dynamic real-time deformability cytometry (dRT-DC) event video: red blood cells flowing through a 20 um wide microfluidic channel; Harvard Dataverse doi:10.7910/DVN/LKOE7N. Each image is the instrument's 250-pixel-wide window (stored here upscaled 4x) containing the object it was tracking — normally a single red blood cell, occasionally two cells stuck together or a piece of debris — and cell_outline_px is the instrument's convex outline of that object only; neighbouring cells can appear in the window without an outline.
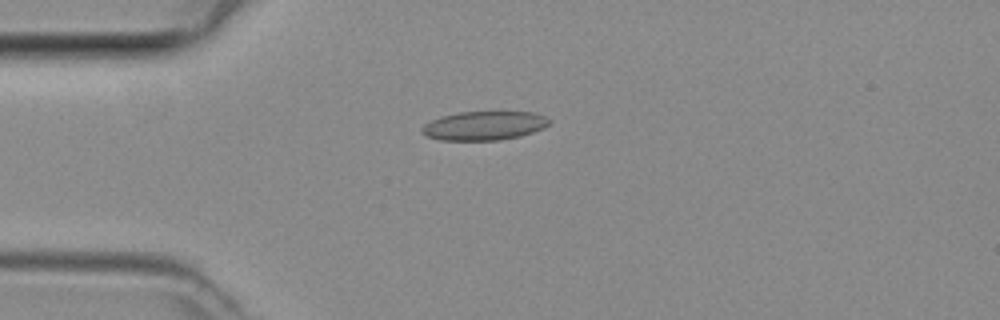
{"species": "common noctule bat (a hibernating species)", "species_latin": "Nyctalus noctula", "temperature_condition": "room temperature", "stored_images_in_passage": 4, "camera_frame_rate_fps": 3000, "um_per_image_px": 0.085, "animal": {"sex": "female", "body_mass_g": 29.2, "forearm_length_mm": 56.3}, "frame": {"image": 1, "passage_image": 3, "time_ms": 0.667, "image_size_px": [1000, 320], "cell_outline_px": [[552, 120], [544, 128], [520, 136], [500, 140], [440, 140], [428, 136], [420, 128], [424, 124], [440, 116], [460, 112], [532, 112], [544, 116]], "centroid_in_image_um": [41.17, 10.68], "position_along_channel_um": 43.8, "area_um2": 21.33}}